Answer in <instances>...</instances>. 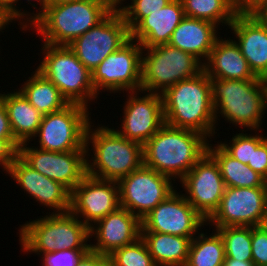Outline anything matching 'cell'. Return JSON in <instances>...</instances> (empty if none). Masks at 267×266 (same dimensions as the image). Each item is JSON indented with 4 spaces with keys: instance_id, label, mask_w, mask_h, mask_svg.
<instances>
[{
    "instance_id": "cell-31",
    "label": "cell",
    "mask_w": 267,
    "mask_h": 266,
    "mask_svg": "<svg viewBox=\"0 0 267 266\" xmlns=\"http://www.w3.org/2000/svg\"><path fill=\"white\" fill-rule=\"evenodd\" d=\"M215 229L223 238L225 258L252 260L251 227L226 226Z\"/></svg>"
},
{
    "instance_id": "cell-37",
    "label": "cell",
    "mask_w": 267,
    "mask_h": 266,
    "mask_svg": "<svg viewBox=\"0 0 267 266\" xmlns=\"http://www.w3.org/2000/svg\"><path fill=\"white\" fill-rule=\"evenodd\" d=\"M90 249L58 250L41 255L42 266H76Z\"/></svg>"
},
{
    "instance_id": "cell-49",
    "label": "cell",
    "mask_w": 267,
    "mask_h": 266,
    "mask_svg": "<svg viewBox=\"0 0 267 266\" xmlns=\"http://www.w3.org/2000/svg\"><path fill=\"white\" fill-rule=\"evenodd\" d=\"M265 86V101H266V110H267V78L264 79Z\"/></svg>"
},
{
    "instance_id": "cell-9",
    "label": "cell",
    "mask_w": 267,
    "mask_h": 266,
    "mask_svg": "<svg viewBox=\"0 0 267 266\" xmlns=\"http://www.w3.org/2000/svg\"><path fill=\"white\" fill-rule=\"evenodd\" d=\"M86 106L70 103L43 115L37 134L39 149L53 152L86 151V131L91 115Z\"/></svg>"
},
{
    "instance_id": "cell-41",
    "label": "cell",
    "mask_w": 267,
    "mask_h": 266,
    "mask_svg": "<svg viewBox=\"0 0 267 266\" xmlns=\"http://www.w3.org/2000/svg\"><path fill=\"white\" fill-rule=\"evenodd\" d=\"M267 0H233L237 14H252Z\"/></svg>"
},
{
    "instance_id": "cell-5",
    "label": "cell",
    "mask_w": 267,
    "mask_h": 266,
    "mask_svg": "<svg viewBox=\"0 0 267 266\" xmlns=\"http://www.w3.org/2000/svg\"><path fill=\"white\" fill-rule=\"evenodd\" d=\"M116 6V0H81L47 5L30 26L43 43L69 45L74 39L101 22Z\"/></svg>"
},
{
    "instance_id": "cell-44",
    "label": "cell",
    "mask_w": 267,
    "mask_h": 266,
    "mask_svg": "<svg viewBox=\"0 0 267 266\" xmlns=\"http://www.w3.org/2000/svg\"><path fill=\"white\" fill-rule=\"evenodd\" d=\"M224 266H255L252 260L241 261L236 259L225 258Z\"/></svg>"
},
{
    "instance_id": "cell-3",
    "label": "cell",
    "mask_w": 267,
    "mask_h": 266,
    "mask_svg": "<svg viewBox=\"0 0 267 266\" xmlns=\"http://www.w3.org/2000/svg\"><path fill=\"white\" fill-rule=\"evenodd\" d=\"M92 124L91 121L86 131V162L89 176L119 182L144 164L143 145L128 140L112 127L98 124L93 129ZM90 151L94 155H90Z\"/></svg>"
},
{
    "instance_id": "cell-11",
    "label": "cell",
    "mask_w": 267,
    "mask_h": 266,
    "mask_svg": "<svg viewBox=\"0 0 267 266\" xmlns=\"http://www.w3.org/2000/svg\"><path fill=\"white\" fill-rule=\"evenodd\" d=\"M130 39L123 16L115 7L101 22L68 46L91 72Z\"/></svg>"
},
{
    "instance_id": "cell-12",
    "label": "cell",
    "mask_w": 267,
    "mask_h": 266,
    "mask_svg": "<svg viewBox=\"0 0 267 266\" xmlns=\"http://www.w3.org/2000/svg\"><path fill=\"white\" fill-rule=\"evenodd\" d=\"M172 181L143 164L118 182L120 207L142 220L176 190Z\"/></svg>"
},
{
    "instance_id": "cell-4",
    "label": "cell",
    "mask_w": 267,
    "mask_h": 266,
    "mask_svg": "<svg viewBox=\"0 0 267 266\" xmlns=\"http://www.w3.org/2000/svg\"><path fill=\"white\" fill-rule=\"evenodd\" d=\"M215 122L219 117L246 131L262 132L266 113L264 79L229 80L210 78ZM219 116V117H218Z\"/></svg>"
},
{
    "instance_id": "cell-16",
    "label": "cell",
    "mask_w": 267,
    "mask_h": 266,
    "mask_svg": "<svg viewBox=\"0 0 267 266\" xmlns=\"http://www.w3.org/2000/svg\"><path fill=\"white\" fill-rule=\"evenodd\" d=\"M20 144L19 156L40 174L57 181L72 191L87 175V152H53Z\"/></svg>"
},
{
    "instance_id": "cell-26",
    "label": "cell",
    "mask_w": 267,
    "mask_h": 266,
    "mask_svg": "<svg viewBox=\"0 0 267 266\" xmlns=\"http://www.w3.org/2000/svg\"><path fill=\"white\" fill-rule=\"evenodd\" d=\"M157 266H185L191 239L164 233H141Z\"/></svg>"
},
{
    "instance_id": "cell-17",
    "label": "cell",
    "mask_w": 267,
    "mask_h": 266,
    "mask_svg": "<svg viewBox=\"0 0 267 266\" xmlns=\"http://www.w3.org/2000/svg\"><path fill=\"white\" fill-rule=\"evenodd\" d=\"M127 93L120 131L117 128L116 131L144 145L165 124L163 99L161 94H144L142 90Z\"/></svg>"
},
{
    "instance_id": "cell-1",
    "label": "cell",
    "mask_w": 267,
    "mask_h": 266,
    "mask_svg": "<svg viewBox=\"0 0 267 266\" xmlns=\"http://www.w3.org/2000/svg\"><path fill=\"white\" fill-rule=\"evenodd\" d=\"M211 141L199 132L165 123L143 145V163L173 181L181 180L207 152Z\"/></svg>"
},
{
    "instance_id": "cell-46",
    "label": "cell",
    "mask_w": 267,
    "mask_h": 266,
    "mask_svg": "<svg viewBox=\"0 0 267 266\" xmlns=\"http://www.w3.org/2000/svg\"><path fill=\"white\" fill-rule=\"evenodd\" d=\"M15 3V0H0V7L7 12Z\"/></svg>"
},
{
    "instance_id": "cell-43",
    "label": "cell",
    "mask_w": 267,
    "mask_h": 266,
    "mask_svg": "<svg viewBox=\"0 0 267 266\" xmlns=\"http://www.w3.org/2000/svg\"><path fill=\"white\" fill-rule=\"evenodd\" d=\"M251 15L254 16L262 25L267 28V1L263 3Z\"/></svg>"
},
{
    "instance_id": "cell-24",
    "label": "cell",
    "mask_w": 267,
    "mask_h": 266,
    "mask_svg": "<svg viewBox=\"0 0 267 266\" xmlns=\"http://www.w3.org/2000/svg\"><path fill=\"white\" fill-rule=\"evenodd\" d=\"M212 22L185 16L173 31L168 45L196 56L205 63L218 38Z\"/></svg>"
},
{
    "instance_id": "cell-40",
    "label": "cell",
    "mask_w": 267,
    "mask_h": 266,
    "mask_svg": "<svg viewBox=\"0 0 267 266\" xmlns=\"http://www.w3.org/2000/svg\"><path fill=\"white\" fill-rule=\"evenodd\" d=\"M76 266H110L109 257L89 250L77 262Z\"/></svg>"
},
{
    "instance_id": "cell-18",
    "label": "cell",
    "mask_w": 267,
    "mask_h": 266,
    "mask_svg": "<svg viewBox=\"0 0 267 266\" xmlns=\"http://www.w3.org/2000/svg\"><path fill=\"white\" fill-rule=\"evenodd\" d=\"M119 207L118 182L98 179L87 174L71 191L70 211L88 228Z\"/></svg>"
},
{
    "instance_id": "cell-30",
    "label": "cell",
    "mask_w": 267,
    "mask_h": 266,
    "mask_svg": "<svg viewBox=\"0 0 267 266\" xmlns=\"http://www.w3.org/2000/svg\"><path fill=\"white\" fill-rule=\"evenodd\" d=\"M185 16L206 20L219 26L233 22L237 15L233 0H181Z\"/></svg>"
},
{
    "instance_id": "cell-8",
    "label": "cell",
    "mask_w": 267,
    "mask_h": 266,
    "mask_svg": "<svg viewBox=\"0 0 267 266\" xmlns=\"http://www.w3.org/2000/svg\"><path fill=\"white\" fill-rule=\"evenodd\" d=\"M143 51V92L163 94L177 82L190 79L204 71V63L196 56L168 44L143 48Z\"/></svg>"
},
{
    "instance_id": "cell-6",
    "label": "cell",
    "mask_w": 267,
    "mask_h": 266,
    "mask_svg": "<svg viewBox=\"0 0 267 266\" xmlns=\"http://www.w3.org/2000/svg\"><path fill=\"white\" fill-rule=\"evenodd\" d=\"M22 251L39 256L58 250L90 249L89 228L71 211L42 216L20 225Z\"/></svg>"
},
{
    "instance_id": "cell-48",
    "label": "cell",
    "mask_w": 267,
    "mask_h": 266,
    "mask_svg": "<svg viewBox=\"0 0 267 266\" xmlns=\"http://www.w3.org/2000/svg\"><path fill=\"white\" fill-rule=\"evenodd\" d=\"M261 227L267 232V213L265 217L263 218V221L261 223Z\"/></svg>"
},
{
    "instance_id": "cell-29",
    "label": "cell",
    "mask_w": 267,
    "mask_h": 266,
    "mask_svg": "<svg viewBox=\"0 0 267 266\" xmlns=\"http://www.w3.org/2000/svg\"><path fill=\"white\" fill-rule=\"evenodd\" d=\"M211 235L199 232L191 240L185 266H224L225 246L220 233L214 229Z\"/></svg>"
},
{
    "instance_id": "cell-34",
    "label": "cell",
    "mask_w": 267,
    "mask_h": 266,
    "mask_svg": "<svg viewBox=\"0 0 267 266\" xmlns=\"http://www.w3.org/2000/svg\"><path fill=\"white\" fill-rule=\"evenodd\" d=\"M236 133L232 139L227 141H220L218 143L230 156L248 165L252 156V134L248 133Z\"/></svg>"
},
{
    "instance_id": "cell-23",
    "label": "cell",
    "mask_w": 267,
    "mask_h": 266,
    "mask_svg": "<svg viewBox=\"0 0 267 266\" xmlns=\"http://www.w3.org/2000/svg\"><path fill=\"white\" fill-rule=\"evenodd\" d=\"M204 71L209 78L229 80H251L257 77L249 67L234 38H217Z\"/></svg>"
},
{
    "instance_id": "cell-20",
    "label": "cell",
    "mask_w": 267,
    "mask_h": 266,
    "mask_svg": "<svg viewBox=\"0 0 267 266\" xmlns=\"http://www.w3.org/2000/svg\"><path fill=\"white\" fill-rule=\"evenodd\" d=\"M90 250L105 256L115 250L135 242L141 237V220L127 209L119 207L89 228Z\"/></svg>"
},
{
    "instance_id": "cell-2",
    "label": "cell",
    "mask_w": 267,
    "mask_h": 266,
    "mask_svg": "<svg viewBox=\"0 0 267 266\" xmlns=\"http://www.w3.org/2000/svg\"><path fill=\"white\" fill-rule=\"evenodd\" d=\"M161 96L166 124L199 132L209 139L215 136L211 82L205 71L177 82Z\"/></svg>"
},
{
    "instance_id": "cell-36",
    "label": "cell",
    "mask_w": 267,
    "mask_h": 266,
    "mask_svg": "<svg viewBox=\"0 0 267 266\" xmlns=\"http://www.w3.org/2000/svg\"><path fill=\"white\" fill-rule=\"evenodd\" d=\"M18 1H21V0H15L14 5L6 12L7 16L12 21H18L19 20L18 23H20V24H18V25L21 26L20 28L23 31H27L28 28H29L28 30H30V26L44 13L46 6H47L46 0H33V1H37L36 5L34 3H31V2H33L32 0H26V1H28V4H31V6L34 9H38V7H36V6L39 5V9L36 11L35 14H34V11H33V13H29V11L25 12V10H23V12H22V9L21 8L19 9V7H17V5H16L18 3Z\"/></svg>"
},
{
    "instance_id": "cell-14",
    "label": "cell",
    "mask_w": 267,
    "mask_h": 266,
    "mask_svg": "<svg viewBox=\"0 0 267 266\" xmlns=\"http://www.w3.org/2000/svg\"><path fill=\"white\" fill-rule=\"evenodd\" d=\"M181 192L175 190L141 220V233H164L192 240L202 231L207 221Z\"/></svg>"
},
{
    "instance_id": "cell-47",
    "label": "cell",
    "mask_w": 267,
    "mask_h": 266,
    "mask_svg": "<svg viewBox=\"0 0 267 266\" xmlns=\"http://www.w3.org/2000/svg\"><path fill=\"white\" fill-rule=\"evenodd\" d=\"M81 0H46V5H59L63 3H70Z\"/></svg>"
},
{
    "instance_id": "cell-39",
    "label": "cell",
    "mask_w": 267,
    "mask_h": 266,
    "mask_svg": "<svg viewBox=\"0 0 267 266\" xmlns=\"http://www.w3.org/2000/svg\"><path fill=\"white\" fill-rule=\"evenodd\" d=\"M20 143L16 139H0V166L5 173L19 155Z\"/></svg>"
},
{
    "instance_id": "cell-15",
    "label": "cell",
    "mask_w": 267,
    "mask_h": 266,
    "mask_svg": "<svg viewBox=\"0 0 267 266\" xmlns=\"http://www.w3.org/2000/svg\"><path fill=\"white\" fill-rule=\"evenodd\" d=\"M180 183L189 204L207 221L218 209L225 190L215 159L206 152Z\"/></svg>"
},
{
    "instance_id": "cell-33",
    "label": "cell",
    "mask_w": 267,
    "mask_h": 266,
    "mask_svg": "<svg viewBox=\"0 0 267 266\" xmlns=\"http://www.w3.org/2000/svg\"><path fill=\"white\" fill-rule=\"evenodd\" d=\"M125 1L116 0L115 7L119 10L129 31H131L144 17L165 7L171 0H130V3L126 6L123 5Z\"/></svg>"
},
{
    "instance_id": "cell-28",
    "label": "cell",
    "mask_w": 267,
    "mask_h": 266,
    "mask_svg": "<svg viewBox=\"0 0 267 266\" xmlns=\"http://www.w3.org/2000/svg\"><path fill=\"white\" fill-rule=\"evenodd\" d=\"M208 143L207 152L217 162L225 187H267L266 180L248 165L230 156L219 144Z\"/></svg>"
},
{
    "instance_id": "cell-32",
    "label": "cell",
    "mask_w": 267,
    "mask_h": 266,
    "mask_svg": "<svg viewBox=\"0 0 267 266\" xmlns=\"http://www.w3.org/2000/svg\"><path fill=\"white\" fill-rule=\"evenodd\" d=\"M108 257L110 266H157L141 237L115 250Z\"/></svg>"
},
{
    "instance_id": "cell-10",
    "label": "cell",
    "mask_w": 267,
    "mask_h": 266,
    "mask_svg": "<svg viewBox=\"0 0 267 266\" xmlns=\"http://www.w3.org/2000/svg\"><path fill=\"white\" fill-rule=\"evenodd\" d=\"M143 48L138 41L129 39L117 51L109 54L93 71L95 92L121 93L141 91Z\"/></svg>"
},
{
    "instance_id": "cell-19",
    "label": "cell",
    "mask_w": 267,
    "mask_h": 266,
    "mask_svg": "<svg viewBox=\"0 0 267 266\" xmlns=\"http://www.w3.org/2000/svg\"><path fill=\"white\" fill-rule=\"evenodd\" d=\"M6 174L10 175L9 177L34 201L48 207L47 210H53V214L70 211L71 191L61 183L34 170L19 155Z\"/></svg>"
},
{
    "instance_id": "cell-22",
    "label": "cell",
    "mask_w": 267,
    "mask_h": 266,
    "mask_svg": "<svg viewBox=\"0 0 267 266\" xmlns=\"http://www.w3.org/2000/svg\"><path fill=\"white\" fill-rule=\"evenodd\" d=\"M184 17L181 0H171L165 7L144 17L130 31V38L138 41L142 48L166 45Z\"/></svg>"
},
{
    "instance_id": "cell-7",
    "label": "cell",
    "mask_w": 267,
    "mask_h": 266,
    "mask_svg": "<svg viewBox=\"0 0 267 266\" xmlns=\"http://www.w3.org/2000/svg\"><path fill=\"white\" fill-rule=\"evenodd\" d=\"M40 50H43V58L36 70L49 79L69 103L90 108V103L98 97L92 83V72L68 45L43 43Z\"/></svg>"
},
{
    "instance_id": "cell-38",
    "label": "cell",
    "mask_w": 267,
    "mask_h": 266,
    "mask_svg": "<svg viewBox=\"0 0 267 266\" xmlns=\"http://www.w3.org/2000/svg\"><path fill=\"white\" fill-rule=\"evenodd\" d=\"M251 252L255 266H267V232L261 226L251 227Z\"/></svg>"
},
{
    "instance_id": "cell-27",
    "label": "cell",
    "mask_w": 267,
    "mask_h": 266,
    "mask_svg": "<svg viewBox=\"0 0 267 266\" xmlns=\"http://www.w3.org/2000/svg\"><path fill=\"white\" fill-rule=\"evenodd\" d=\"M32 73L18 90L41 114L60 111L70 104L49 79L36 69Z\"/></svg>"
},
{
    "instance_id": "cell-42",
    "label": "cell",
    "mask_w": 267,
    "mask_h": 266,
    "mask_svg": "<svg viewBox=\"0 0 267 266\" xmlns=\"http://www.w3.org/2000/svg\"><path fill=\"white\" fill-rule=\"evenodd\" d=\"M0 139H15L10 127L8 114L1 97H0Z\"/></svg>"
},
{
    "instance_id": "cell-35",
    "label": "cell",
    "mask_w": 267,
    "mask_h": 266,
    "mask_svg": "<svg viewBox=\"0 0 267 266\" xmlns=\"http://www.w3.org/2000/svg\"><path fill=\"white\" fill-rule=\"evenodd\" d=\"M252 135V156L248 166L267 181V136Z\"/></svg>"
},
{
    "instance_id": "cell-21",
    "label": "cell",
    "mask_w": 267,
    "mask_h": 266,
    "mask_svg": "<svg viewBox=\"0 0 267 266\" xmlns=\"http://www.w3.org/2000/svg\"><path fill=\"white\" fill-rule=\"evenodd\" d=\"M228 29L252 72L267 78V28L251 14H237Z\"/></svg>"
},
{
    "instance_id": "cell-45",
    "label": "cell",
    "mask_w": 267,
    "mask_h": 266,
    "mask_svg": "<svg viewBox=\"0 0 267 266\" xmlns=\"http://www.w3.org/2000/svg\"><path fill=\"white\" fill-rule=\"evenodd\" d=\"M13 21L7 16V13L0 7V32H4L6 27Z\"/></svg>"
},
{
    "instance_id": "cell-25",
    "label": "cell",
    "mask_w": 267,
    "mask_h": 266,
    "mask_svg": "<svg viewBox=\"0 0 267 266\" xmlns=\"http://www.w3.org/2000/svg\"><path fill=\"white\" fill-rule=\"evenodd\" d=\"M16 90V91H15ZM0 93L14 138L20 143L33 141L41 124L43 114L29 103L17 89Z\"/></svg>"
},
{
    "instance_id": "cell-13",
    "label": "cell",
    "mask_w": 267,
    "mask_h": 266,
    "mask_svg": "<svg viewBox=\"0 0 267 266\" xmlns=\"http://www.w3.org/2000/svg\"><path fill=\"white\" fill-rule=\"evenodd\" d=\"M267 213V187H225L218 209L206 226H261Z\"/></svg>"
}]
</instances>
